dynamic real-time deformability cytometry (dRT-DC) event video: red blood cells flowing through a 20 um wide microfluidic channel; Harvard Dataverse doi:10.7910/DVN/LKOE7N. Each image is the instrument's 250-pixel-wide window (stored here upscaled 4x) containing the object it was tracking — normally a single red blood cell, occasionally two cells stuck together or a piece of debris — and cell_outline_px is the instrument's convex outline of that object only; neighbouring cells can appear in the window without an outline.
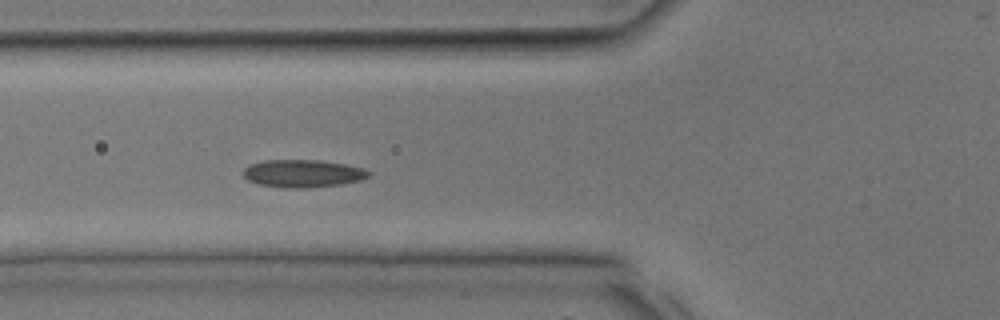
{"species": "common noctule bat (a hibernating species)", "species_latin": "Nyctalus noctula", "temperature_condition": "room temperature", "stored_images_in_passage": 12, "camera_frame_rate_fps": 3000, "um_per_image_px": 0.085, "animal": {"sex": "male", "body_mass_g": 17.9, "forearm_length_mm": 54.2}, "frame": {"image": 1, "passage_image": 11, "time_ms": 3.333, "image_size_px": [1000, 320], "cell_outline_px": [[368, 176], [360, 180], [340, 184], [304, 188], [292, 188], [260, 184], [248, 180], [244, 176], [244, 168], [248, 164], [264, 160], [320, 160], [344, 164], [364, 168], [368, 172]], "centroid_in_image_um": [25.71, 14.73], "position_along_channel_um": 100.1, "area_um2": 19.94}}